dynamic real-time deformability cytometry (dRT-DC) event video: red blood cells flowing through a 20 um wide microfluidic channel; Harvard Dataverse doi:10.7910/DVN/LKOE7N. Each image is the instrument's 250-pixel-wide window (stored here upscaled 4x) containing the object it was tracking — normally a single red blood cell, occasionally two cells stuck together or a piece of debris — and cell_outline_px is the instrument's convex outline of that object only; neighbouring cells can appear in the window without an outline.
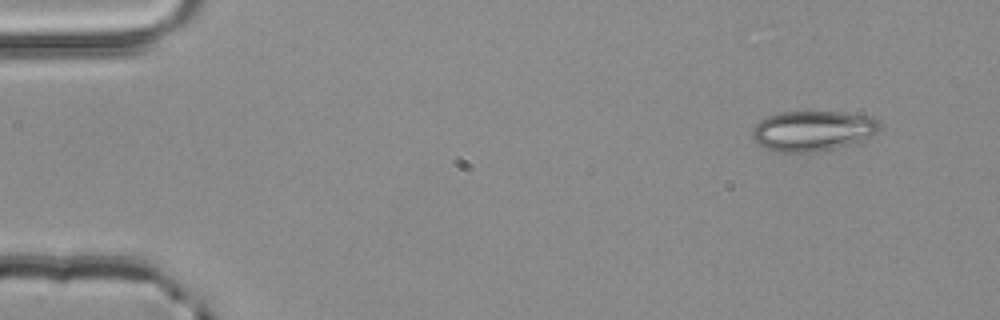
{"species": "common noctule bat (a hibernating species)", "species_latin": "Nyctalus noctula", "temperature_condition": "room temperature", "stored_images_in_passage": 4, "camera_frame_rate_fps": 3000, "um_per_image_px": 0.085, "animal": {"sex": "male", "body_mass_g": 20.4}, "frame": {"image": 1, "passage_image": 1, "time_ms": 0.0, "image_size_px": [1000, 320], "cell_outline_px": [[880, 132], [860, 140], [848, 144], [816, 152], [772, 152], [760, 144], [752, 136], [752, 132], [756, 124], [760, 120], [768, 116], [780, 112], [840, 112], [872, 116], [880, 124]], "centroid_in_image_um": [69.08, 11.11], "position_along_channel_um": 15.9, "area_um2": 29.65}}